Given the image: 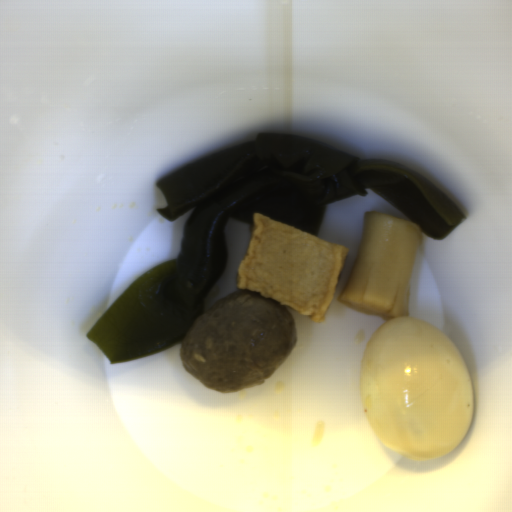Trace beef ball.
Returning <instances> with one entry per match:
<instances>
[{
	"instance_id": "beef-ball-1",
	"label": "beef ball",
	"mask_w": 512,
	"mask_h": 512,
	"mask_svg": "<svg viewBox=\"0 0 512 512\" xmlns=\"http://www.w3.org/2000/svg\"><path fill=\"white\" fill-rule=\"evenodd\" d=\"M296 337L295 317L286 305L238 288L194 319L179 358L209 389L235 393L265 384L291 354Z\"/></svg>"
}]
</instances>
